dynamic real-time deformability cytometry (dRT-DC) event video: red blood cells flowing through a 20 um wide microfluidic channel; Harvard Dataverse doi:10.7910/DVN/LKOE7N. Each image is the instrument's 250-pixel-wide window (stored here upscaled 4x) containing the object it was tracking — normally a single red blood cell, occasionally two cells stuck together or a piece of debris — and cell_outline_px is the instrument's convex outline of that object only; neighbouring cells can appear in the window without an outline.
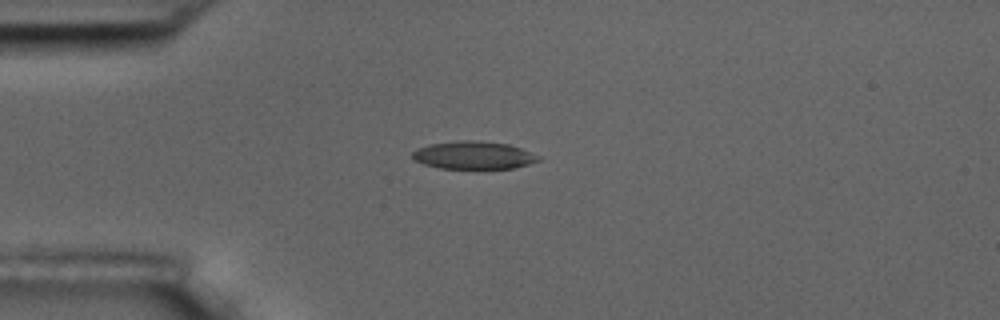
{"species": "common noctule bat (a hibernating species)", "species_latin": "Nyctalus noctula", "temperature_condition": "room temperature", "stored_images_in_passage": 12, "camera_frame_rate_fps": 3000, "um_per_image_px": 0.085, "animal": {"sex": "male", "body_mass_g": 17.5, "forearm_length_mm": 52.3}, "frame": {"image": 1, "passage_image": 1, "time_ms": 0.0, "image_size_px": [1000, 320], "cell_outline_px": [[540, 160], [528, 164], [512, 168], [440, 168], [424, 164], [412, 160], [412, 152], [416, 148], [428, 144], [460, 140], [472, 140], [508, 144], [520, 148], [540, 156]], "centroid_in_image_um": [40.2, 13.18], "position_along_channel_um": 44.8, "area_um2": 20.35}}
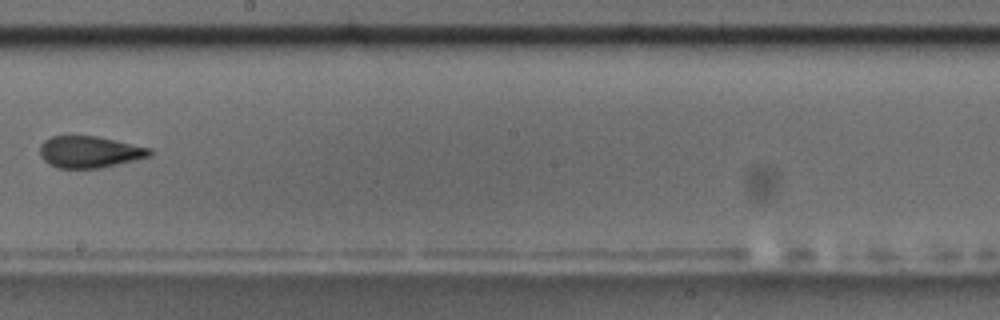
{"frame": {"image": 2, "passage_image": 6, "time_ms": 6.0, "image_size_px": [1000, 320], "cell_outline_px": [[156, 152], [152, 156], [136, 160], [100, 168], [56, 168], [48, 164], [40, 156], [40, 144], [44, 140], [52, 136], [96, 136], [152, 148]], "centroid_in_image_um": [7.64, 12.92], "position_along_channel_um": 240.6, "area_um2": 20.52}}
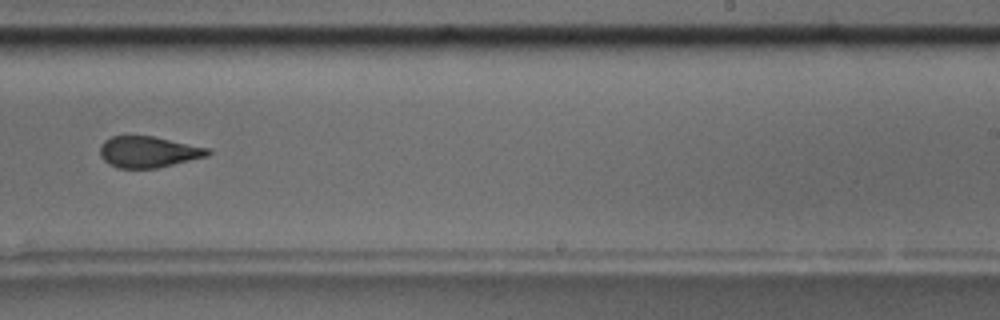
{"frame": {"image": 3, "passage_image": 7, "time_ms": 7.0, "image_size_px": [1000, 320], "cell_outline_px": [[212, 152], [208, 156], [156, 168], [116, 168], [108, 164], [100, 156], [100, 144], [104, 140], [112, 136], [152, 136], [208, 148]], "centroid_in_image_um": [12.57, 12.92], "position_along_channel_um": 276.4, "area_um2": 19.54}, "authors_computed_cell_mechanics": {"area_um2": 20.5768, "velocity_mm_per_s": 3.5893, "shape_relaxation_time_tau1_ms": null, "shape_relaxation_time_tau2_ms": 2.4422, "deformation_change_tau1": null, "deformation_change_tau2": 0.1058}}